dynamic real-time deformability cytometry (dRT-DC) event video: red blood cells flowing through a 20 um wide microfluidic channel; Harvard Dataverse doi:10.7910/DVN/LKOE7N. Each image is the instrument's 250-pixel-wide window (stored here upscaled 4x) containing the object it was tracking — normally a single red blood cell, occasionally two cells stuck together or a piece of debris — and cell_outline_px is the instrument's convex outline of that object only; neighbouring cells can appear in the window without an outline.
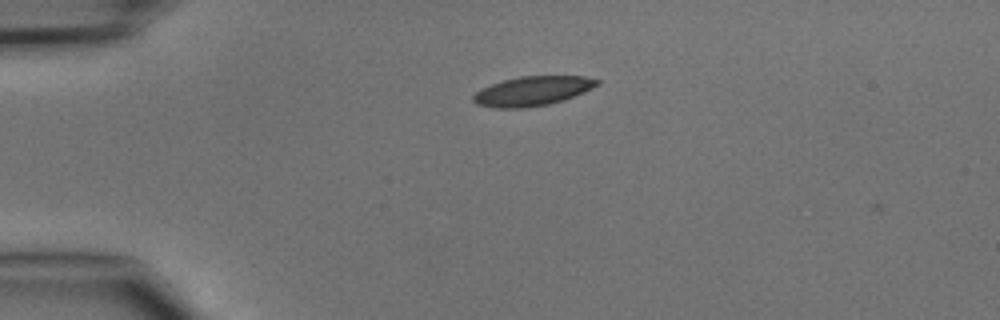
{"species": "common noctule bat (a hibernating species)", "species_latin": "Nyctalus noctula", "temperature_condition": "cold", "stored_images_in_passage": 5, "camera_frame_rate_fps": 3000, "um_per_image_px": 0.085, "animal": {"sex": "male", "body_mass_g": 15.6}, "frame": {"image": 1, "passage_image": 1, "time_ms": 0.0, "image_size_px": [1000, 320], "cell_outline_px": [[600, 84], [584, 92], [564, 100], [548, 104], [524, 108], [492, 108], [476, 104], [472, 100], [472, 96], [480, 88], [504, 80], [520, 76], [584, 76], [600, 80]], "centroid_in_image_um": [45.25, 7.74], "position_along_channel_um": 39.8, "area_um2": 21.33}}